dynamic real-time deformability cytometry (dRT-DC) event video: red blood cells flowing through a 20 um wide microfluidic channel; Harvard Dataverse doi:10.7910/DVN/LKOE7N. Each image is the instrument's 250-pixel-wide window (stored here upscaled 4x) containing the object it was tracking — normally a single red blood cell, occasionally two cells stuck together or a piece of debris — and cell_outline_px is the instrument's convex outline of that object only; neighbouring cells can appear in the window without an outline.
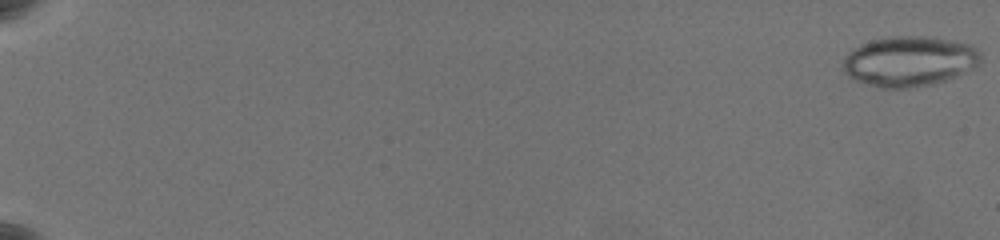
{"species": "common noctule bat (a hibernating species)", "species_latin": "Nyctalus noctula", "temperature_condition": "warm", "stored_images_in_passage": 23, "camera_frame_rate_fps": 3000, "um_per_image_px": 0.085, "animal": {"sex": "female", "body_mass_g": 19.5, "forearm_length_mm": 54.1}, "frame": {"image": 1, "passage_image": 1, "time_ms": 0.0, "image_size_px": [1000, 240], "cell_outline_px": [[980, 60], [972, 68], [956, 76], [932, 84], [908, 88], [880, 88], [860, 84], [848, 76], [844, 72], [844, 56], [848, 52], [860, 44], [872, 40], [892, 36], [928, 36], [952, 40], [972, 44], [980, 52]], "centroid_in_image_um": [77.25, 5.21], "position_along_channel_um": 7.7, "area_um2": 40.46}}